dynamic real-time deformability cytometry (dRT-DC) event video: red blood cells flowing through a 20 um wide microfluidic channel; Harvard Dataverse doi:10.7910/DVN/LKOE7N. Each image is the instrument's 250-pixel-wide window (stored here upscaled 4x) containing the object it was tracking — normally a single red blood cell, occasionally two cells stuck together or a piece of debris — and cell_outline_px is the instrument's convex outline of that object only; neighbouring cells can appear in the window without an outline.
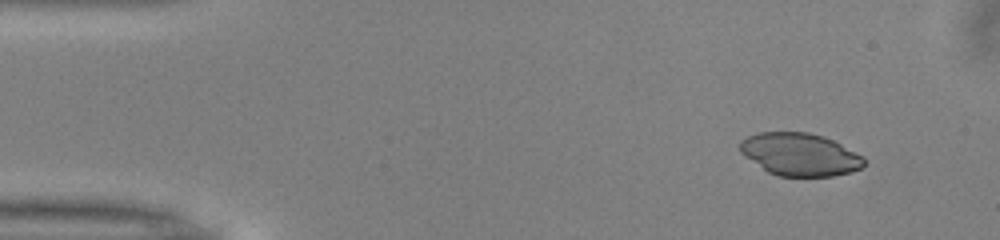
{"species": "common noctule bat (a hibernating species)", "species_latin": "Nyctalus noctula", "temperature_condition": "warm", "stored_images_in_passage": 11, "camera_frame_rate_fps": 3000, "um_per_image_px": 0.085, "animal": {"sex": "male", "body_mass_g": 13.0, "forearm_length_mm": 53.1}, "frame": {"image": 1, "passage_image": 1, "time_ms": 0.0, "image_size_px": [1000, 240], "cell_outline_px": [[864, 164], [860, 168], [852, 172], [832, 176], [776, 176], [768, 172], [744, 156], [740, 152], [740, 140], [756, 132], [808, 132], [824, 136], [864, 156]], "centroid_in_image_um": [67.97, 13.12], "position_along_channel_um": 17.0, "area_um2": 30.92}}